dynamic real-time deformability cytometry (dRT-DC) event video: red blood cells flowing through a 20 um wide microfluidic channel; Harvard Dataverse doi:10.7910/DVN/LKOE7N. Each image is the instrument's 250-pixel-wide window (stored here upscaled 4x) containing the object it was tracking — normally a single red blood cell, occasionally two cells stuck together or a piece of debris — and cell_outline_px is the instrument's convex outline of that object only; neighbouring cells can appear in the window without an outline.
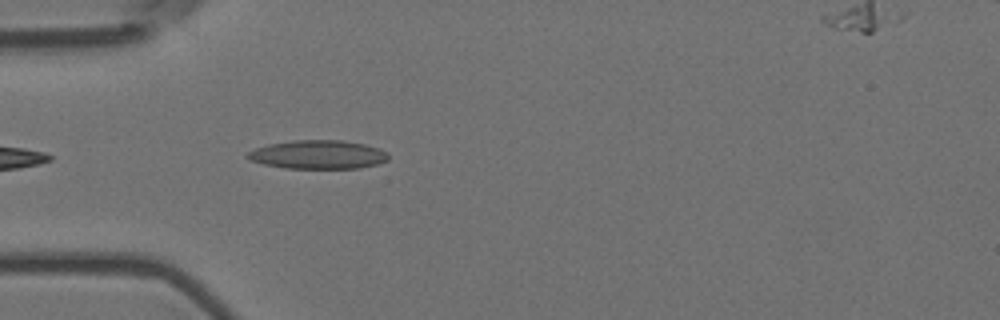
{"species": "Egyptian fruit bat (a non-hibernating species)", "species_latin": "Rousettus aegyptiacus", "temperature_condition": "room temperature", "stored_images_in_passage": 5, "camera_frame_rate_fps": 3000, "um_per_image_px": 0.085, "animal": {"sex": "female"}, "frame": {"image": 1, "passage_image": 5, "time_ms": 1.333, "image_size_px": [1000, 320], "cell_outline_px": [[388, 160], [376, 164], [360, 168], [284, 168], [264, 164], [248, 160], [244, 156], [248, 152], [256, 148], [268, 144], [292, 140], [340, 140], [364, 144], [380, 148], [388, 152]], "centroid_in_image_um": [27.02, 13.14], "position_along_channel_um": 58.0, "area_um2": 23.64}}